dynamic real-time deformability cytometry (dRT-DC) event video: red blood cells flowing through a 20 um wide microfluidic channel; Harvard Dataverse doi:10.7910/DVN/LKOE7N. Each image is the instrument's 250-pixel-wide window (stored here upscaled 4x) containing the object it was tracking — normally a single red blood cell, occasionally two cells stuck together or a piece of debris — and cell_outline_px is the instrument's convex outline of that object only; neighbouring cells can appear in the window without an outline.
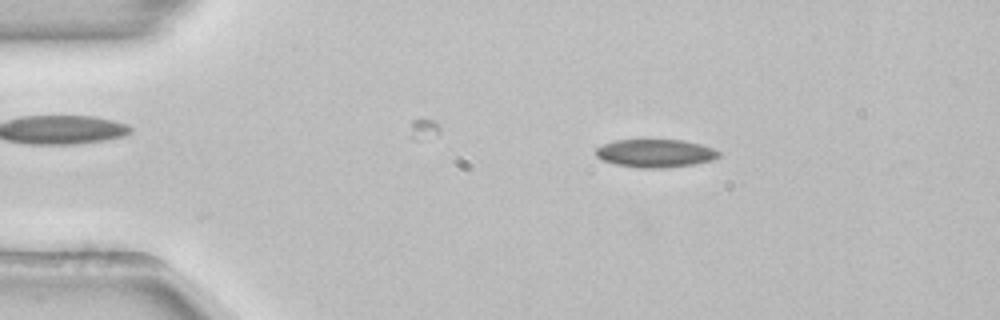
{"species": "common noctule bat (a hibernating species)", "species_latin": "Nyctalus noctula", "temperature_condition": "room temperature", "stored_images_in_passage": 32, "camera_frame_rate_fps": 3000, "um_per_image_px": 0.085, "animal": {"sex": "female", "body_mass_g": 22.7, "forearm_length_mm": 54.2}, "frame": {"image": 1, "passage_image": 4, "time_ms": 1.0, "image_size_px": [1000, 320], "cell_outline_px": [[720, 156], [712, 160], [692, 164], [664, 168], [640, 168], [616, 164], [604, 160], [596, 156], [596, 148], [612, 140], [684, 140], [700, 144], [712, 148], [720, 152]], "centroid_in_image_um": [55.7, 13.02], "position_along_channel_um": 29.3, "area_um2": 20.0}}
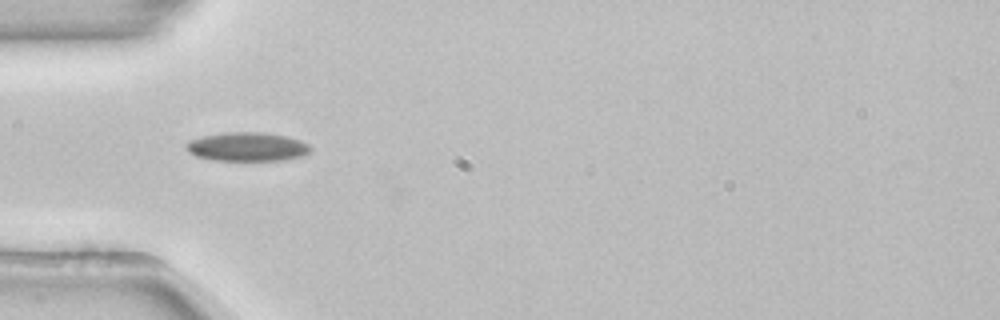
{"frame": {"image": 2, "passage_image": 11, "time_ms": 3.333, "image_size_px": [1000, 320], "cell_outline_px": [[312, 148], [308, 152], [300, 156], [284, 160], [216, 160], [196, 156], [188, 152], [184, 148], [184, 144], [192, 140], [204, 136], [228, 132], [260, 132], [284, 136], [300, 140], [308, 144]], "centroid_in_image_um": [20.99, 12.48], "position_along_channel_um": 64.0, "area_um2": 20.63}}